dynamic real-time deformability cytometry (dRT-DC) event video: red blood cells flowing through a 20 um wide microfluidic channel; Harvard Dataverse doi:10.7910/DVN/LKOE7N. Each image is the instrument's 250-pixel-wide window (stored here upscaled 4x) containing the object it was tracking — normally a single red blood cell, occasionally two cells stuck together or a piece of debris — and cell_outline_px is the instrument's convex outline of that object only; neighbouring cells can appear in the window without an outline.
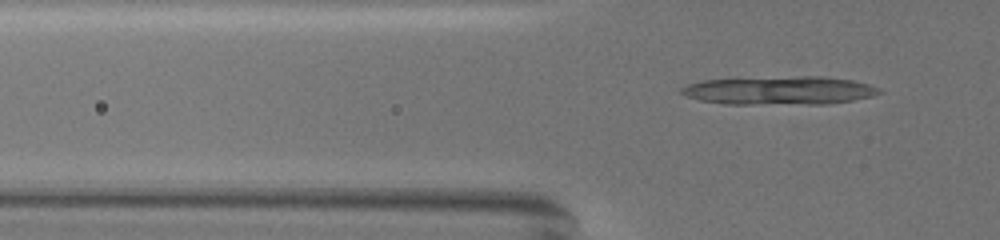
{"species": "common noctule bat (a hibernating species)", "species_latin": "Nyctalus noctula", "temperature_condition": "warm", "stored_images_in_passage": 23, "camera_frame_rate_fps": 3000, "um_per_image_px": 0.085, "animal": {"sex": "female", "body_mass_g": 19.5, "forearm_length_mm": 54.1}, "frame": {"image": 1, "passage_image": 17, "time_ms": 5.333, "image_size_px": [1000, 240], "cell_outline_px": [[880, 92], [872, 96], [852, 100], [824, 104], [724, 104], [700, 100], [684, 96], [680, 92], [680, 88], [688, 84], [704, 80], [800, 76], [820, 76], [852, 80], [868, 84], [880, 88]], "centroid_in_image_um": [66.22, 7.69], "position_along_channel_um": 59.6, "area_um2": 32.6}}